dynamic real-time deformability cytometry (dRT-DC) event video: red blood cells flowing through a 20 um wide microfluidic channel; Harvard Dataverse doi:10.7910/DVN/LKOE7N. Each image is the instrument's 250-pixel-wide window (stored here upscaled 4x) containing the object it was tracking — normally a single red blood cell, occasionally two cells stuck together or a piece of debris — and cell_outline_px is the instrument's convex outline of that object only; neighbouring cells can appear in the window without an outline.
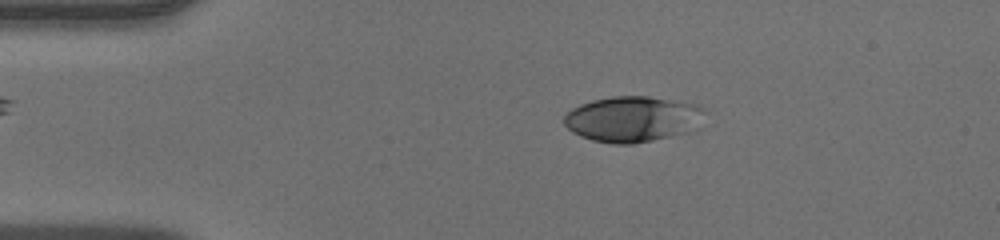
{"species": "human", "species_latin": "Homo sapiens", "temperature_condition": "warm", "stored_images_in_passage": 46, "camera_frame_rate_fps": 3000, "um_per_image_px": 0.085, "donor": {"sex": "male"}, "frame": {"image": 1, "passage_image": 8, "time_ms": 2.333, "image_size_px": [1000, 240], "cell_outline_px": [[708, 112], [684, 132], [652, 140], [632, 144], [612, 144], [592, 140], [580, 136], [572, 132], [564, 124], [564, 116], [572, 108], [580, 104], [592, 100], [612, 96], [648, 96], [700, 104]], "centroid_in_image_um": [53.72, 10.1], "position_along_channel_um": 31.3, "area_um2": 37.17}}
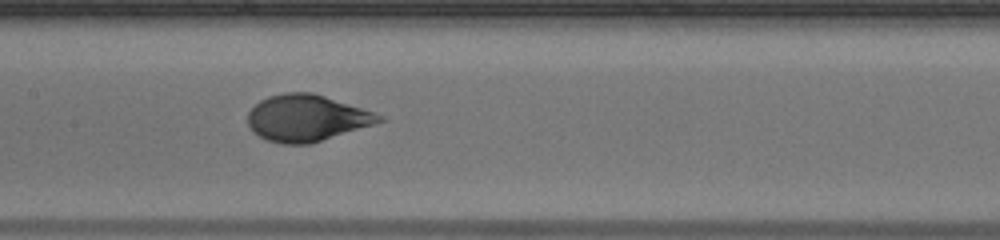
{"frame": {"image": 2, "passage_image": 22, "time_ms": 7.0, "image_size_px": [1000, 240], "cell_outline_px": [[388, 120], [308, 144], [280, 144], [268, 140], [260, 136], [248, 124], [248, 112], [260, 100], [268, 96], [284, 92], [312, 92], [384, 116]], "centroid_in_image_um": [26.06, 10.03], "position_along_channel_um": 181.3, "area_um2": 35.14}}
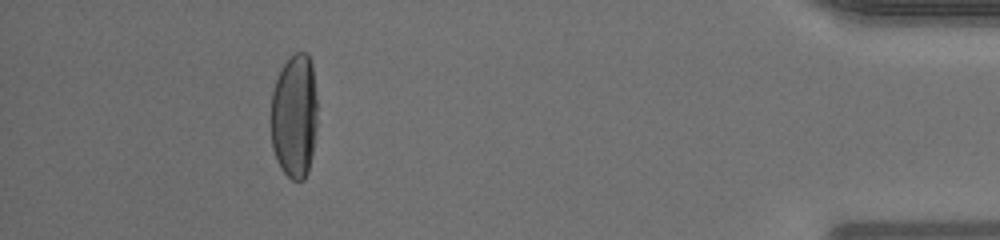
{"frame": {"image": 3, "passage_image": 42, "time_ms": 13.667, "image_size_px": [1000, 240], "cell_outline_px": [[316, 128], [312, 152], [308, 172], [304, 180], [292, 180], [280, 168], [276, 160], [272, 148], [272, 92], [276, 80], [284, 64], [296, 52], [304, 52], [308, 56], [312, 64], [316, 100]], "centroid_in_image_um": [25.02, 9.9], "position_along_channel_um": 410.2, "area_um2": 33.35}}